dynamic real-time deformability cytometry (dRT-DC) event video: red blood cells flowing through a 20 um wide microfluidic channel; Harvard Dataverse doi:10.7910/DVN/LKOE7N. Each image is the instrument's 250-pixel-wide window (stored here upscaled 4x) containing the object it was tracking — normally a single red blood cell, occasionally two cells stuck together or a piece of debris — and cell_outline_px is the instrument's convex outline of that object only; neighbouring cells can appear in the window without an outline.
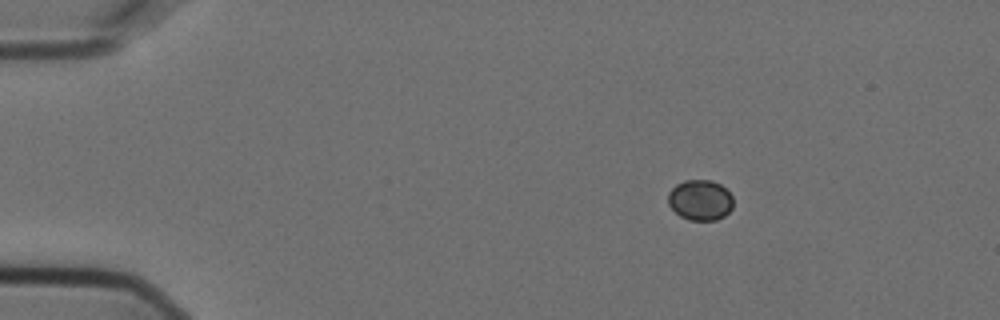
{"species": "Egyptian fruit bat (a non-hibernating species)", "species_latin": "Rousettus aegyptiacus", "temperature_condition": "cold", "stored_images_in_passage": 5, "camera_frame_rate_fps": 3000, "um_per_image_px": 0.085, "animal": {"sex": "female"}, "frame": {"image": 1, "passage_image": 2, "time_ms": 0.333, "image_size_px": [1000, 320], "cell_outline_px": [[732, 208], [724, 216], [716, 220], [688, 220], [680, 216], [668, 204], [668, 192], [676, 184], [684, 180], [712, 180], [720, 184], [732, 196]], "centroid_in_image_um": [59.5, 17.0], "position_along_channel_um": 25.5, "area_um2": 15.37}}